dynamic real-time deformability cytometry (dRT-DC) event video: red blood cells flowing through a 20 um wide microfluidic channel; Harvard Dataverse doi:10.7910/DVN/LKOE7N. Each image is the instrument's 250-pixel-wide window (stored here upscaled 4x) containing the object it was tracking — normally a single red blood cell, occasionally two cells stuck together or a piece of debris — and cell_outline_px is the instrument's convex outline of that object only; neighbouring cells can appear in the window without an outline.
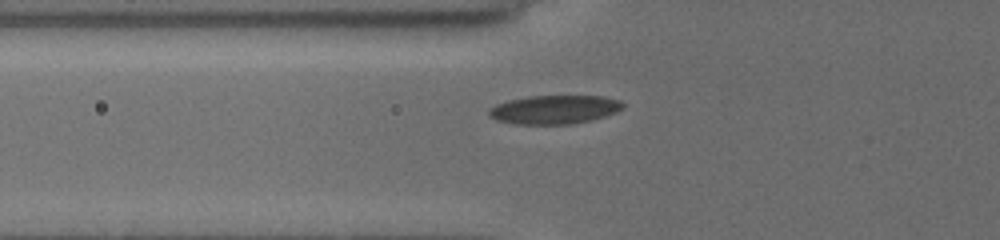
{"species": "common noctule bat (a hibernating species)", "species_latin": "Nyctalus noctula", "temperature_condition": "cold", "stored_images_in_passage": 36, "camera_frame_rate_fps": 3000, "um_per_image_px": 0.085, "animal": {"sex": "female", "body_mass_g": 19.5, "forearm_length_mm": 54.1}, "frame": {"image": 1, "passage_image": 2, "time_ms": 0.333, "image_size_px": [1000, 240], "cell_outline_px": [[624, 108], [616, 112], [592, 120], [572, 124], [512, 124], [496, 120], [488, 116], [488, 108], [496, 104], [508, 100], [528, 96], [600, 96], [620, 100], [624, 104]], "centroid_in_image_um": [47.09, 9.31], "position_along_channel_um": 78.7, "area_um2": 22.6}}
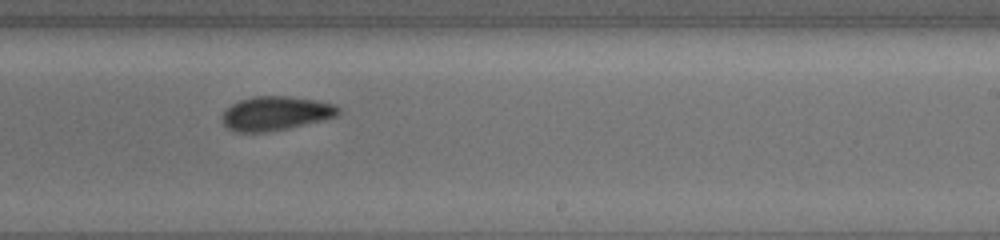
{"frame": {"image": 2, "passage_image": 17, "time_ms": 5.333, "image_size_px": [1000, 240], "cell_outline_px": [[340, 112], [336, 116], [324, 120], [288, 128], [264, 132], [236, 132], [228, 128], [220, 120], [224, 112], [232, 104], [240, 100], [252, 96], [288, 96], [316, 100], [336, 104], [340, 108]], "centroid_in_image_um": [23.45, 9.63], "position_along_channel_um": 265.6, "area_um2": 23.12}}
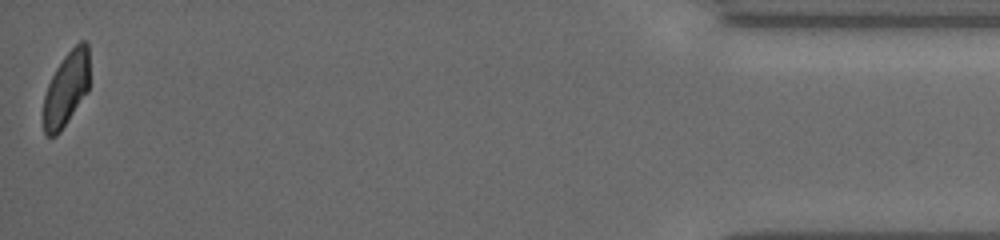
{"frame": {"image": 3, "passage_image": 36, "time_ms": 11.667, "image_size_px": [1000, 240], "cell_outline_px": [[88, 92], [60, 132], [56, 136], [48, 136], [44, 132], [44, 96], [48, 84], [56, 68], [64, 56], [80, 40], [88, 40]], "centroid_in_image_um": [5.64, 7.54], "position_along_channel_um": 429.6, "area_um2": 19.83}, "authors_computed_cell_mechanics": {"area_um2": 22.542, "velocity_mm_per_s": 3.7531, "shape_relaxation_time_tau1_ms": 2.7056, "shape_relaxation_time_tau2_ms": 3.8875, "deformation_change_tau1": 0.0993, "deformation_change_tau2": 0.0655}}